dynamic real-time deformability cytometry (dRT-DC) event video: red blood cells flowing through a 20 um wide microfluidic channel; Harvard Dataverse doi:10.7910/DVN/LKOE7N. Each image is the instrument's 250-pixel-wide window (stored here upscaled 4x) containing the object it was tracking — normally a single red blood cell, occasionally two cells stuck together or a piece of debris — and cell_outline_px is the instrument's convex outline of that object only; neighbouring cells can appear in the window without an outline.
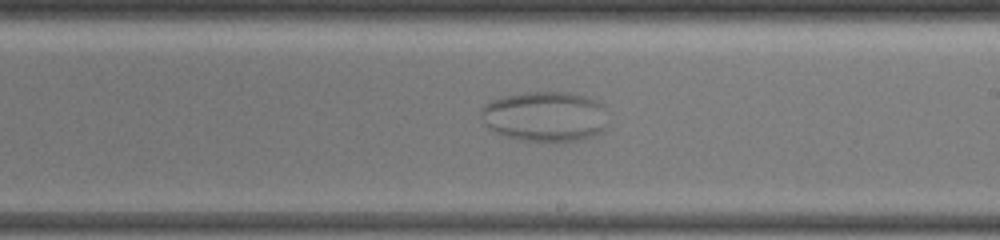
{"species": "common noctule bat (a hibernating species)", "species_latin": "Nyctalus noctula", "temperature_condition": "warm", "stored_images_in_passage": 67, "camera_frame_rate_fps": 3000, "um_per_image_px": 0.085, "animal": {"sex": "female", "body_mass_g": 19.5, "forearm_length_mm": 54.1}, "frame": {"image": 1, "passage_image": 44, "time_ms": 14.333, "image_size_px": [1000, 240], "cell_outline_px": [[604, 132], [576, 140], [516, 140], [496, 132], [488, 128], [484, 124], [480, 116], [480, 112], [484, 104], [492, 100], [504, 96], [528, 92], [572, 92], [596, 100], [604, 104]], "centroid_in_image_um": [46.29, 9.88], "position_along_channel_um": 242.7, "area_um2": 36.88}}